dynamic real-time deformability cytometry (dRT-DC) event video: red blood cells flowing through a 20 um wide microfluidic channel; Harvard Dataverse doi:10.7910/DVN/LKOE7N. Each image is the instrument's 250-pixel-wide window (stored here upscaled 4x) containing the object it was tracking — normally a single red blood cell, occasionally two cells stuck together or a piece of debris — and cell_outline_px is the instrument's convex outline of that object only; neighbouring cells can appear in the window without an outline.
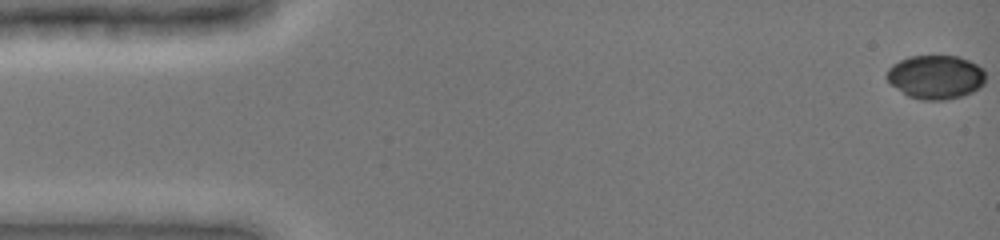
{"species": "common noctule bat (a hibernating species)", "species_latin": "Nyctalus noctula", "temperature_condition": "cold", "stored_images_in_passage": 49, "camera_frame_rate_fps": 3000, "um_per_image_px": 0.085, "animal": {"sex": "female", "body_mass_g": 19.0, "forearm_length_mm": 51.5}, "frame": {"image": 1, "passage_image": 1, "time_ms": 0.0, "image_size_px": [1000, 240], "cell_outline_px": [[984, 84], [980, 88], [964, 96], [944, 100], [924, 100], [908, 96], [892, 84], [884, 76], [888, 68], [892, 64], [908, 56], [960, 56], [984, 68]], "centroid_in_image_um": [79.54, 6.54], "position_along_channel_um": 5.5, "area_um2": 25.37}}
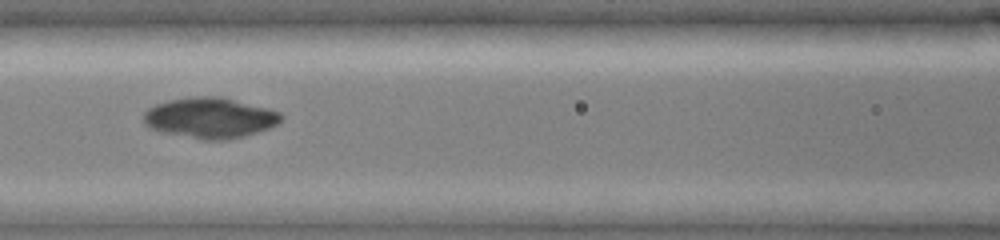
{"frame": {"image": 2, "passage_image": 22, "time_ms": 7.0, "image_size_px": [1000, 240], "cell_outline_px": [[284, 116], [276, 124], [268, 128], [244, 136], [224, 140], [204, 140], [160, 132], [148, 128], [144, 124], [144, 112], [148, 108], [156, 104], [168, 100], [192, 96], [220, 96], [280, 112]], "centroid_in_image_um": [17.79, 10.02], "position_along_channel_um": 148.8, "area_um2": 32.48}}
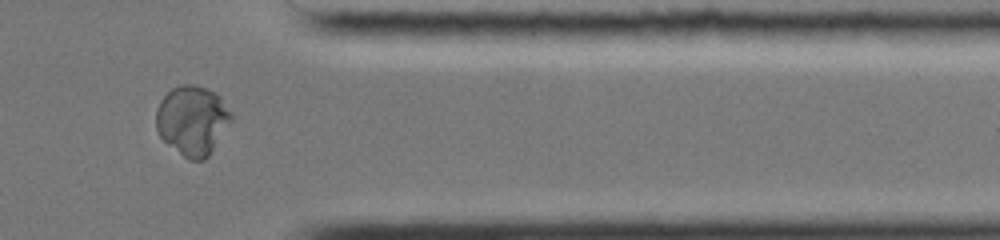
{"frame": {"image": 3, "passage_image": 41, "time_ms": 13.333, "image_size_px": [1000, 240], "cell_outline_px": [[232, 120], [208, 156], [204, 160], [188, 160], [168, 144], [160, 136], [156, 128], [156, 108], [160, 100], [172, 88], [180, 84], [196, 84], [220, 96], [232, 112]], "centroid_in_image_um": [16.34, 10.22], "position_along_channel_um": 395.1, "area_um2": 30.4}}